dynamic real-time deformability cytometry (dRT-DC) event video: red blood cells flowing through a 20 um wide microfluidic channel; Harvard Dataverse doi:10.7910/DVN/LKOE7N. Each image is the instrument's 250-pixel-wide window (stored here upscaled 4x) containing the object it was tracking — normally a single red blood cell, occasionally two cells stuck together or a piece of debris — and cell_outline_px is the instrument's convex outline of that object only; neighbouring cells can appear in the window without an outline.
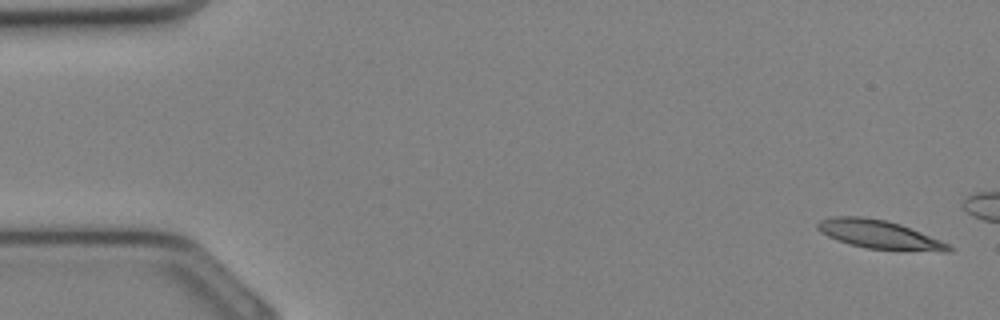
{"species": "Egyptian fruit bat (a non-hibernating species)", "species_latin": "Rousettus aegyptiacus", "temperature_condition": "cold", "stored_images_in_passage": 8, "camera_frame_rate_fps": 3000, "um_per_image_px": 0.085, "animal": {"sex": "female"}, "frame": {"image": 1, "passage_image": 1, "time_ms": 0.0, "image_size_px": [1000, 320], "cell_outline_px": [[956, 248], [952, 252], [940, 252], [868, 248], [848, 244], [828, 236], [820, 232], [816, 228], [816, 224], [820, 220], [832, 216], [860, 216], [888, 220], [900, 224], [940, 240]], "centroid_in_image_um": [74.75, 19.93], "position_along_channel_um": 10.3, "area_um2": 21.91}}